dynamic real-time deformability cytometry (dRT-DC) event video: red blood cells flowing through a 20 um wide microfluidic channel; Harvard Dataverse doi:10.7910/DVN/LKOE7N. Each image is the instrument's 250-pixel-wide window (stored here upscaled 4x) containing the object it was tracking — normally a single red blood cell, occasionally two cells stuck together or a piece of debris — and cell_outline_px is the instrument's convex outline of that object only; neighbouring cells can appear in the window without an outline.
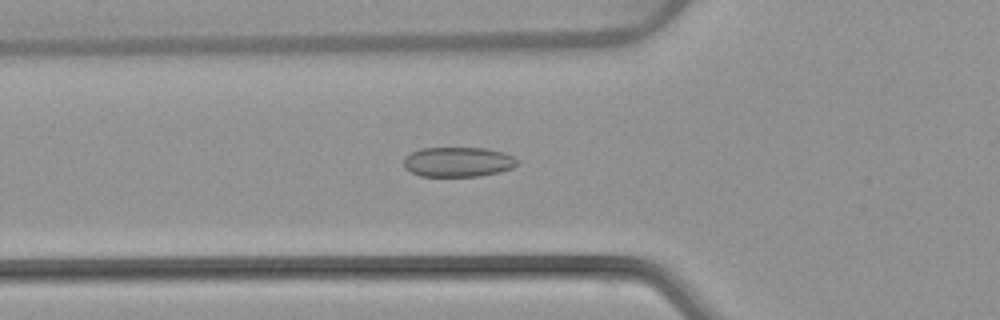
{"species": "common noctule bat (a hibernating species)", "species_latin": "Nyctalus noctula", "temperature_condition": "warm", "stored_images_in_passage": 53, "camera_frame_rate_fps": 3000, "um_per_image_px": 0.085, "animal": {"sex": "female", "body_mass_g": 22.7, "forearm_length_mm": 54.2}, "frame": {"image": 1, "passage_image": 19, "time_ms": 6.0, "image_size_px": [1000, 320], "cell_outline_px": [[516, 164], [512, 168], [500, 172], [480, 176], [420, 176], [404, 168], [404, 156], [420, 148], [484, 148], [504, 152], [512, 156], [516, 160]], "centroid_in_image_um": [38.9, 13.76], "position_along_channel_um": 86.9, "area_um2": 19.71}}
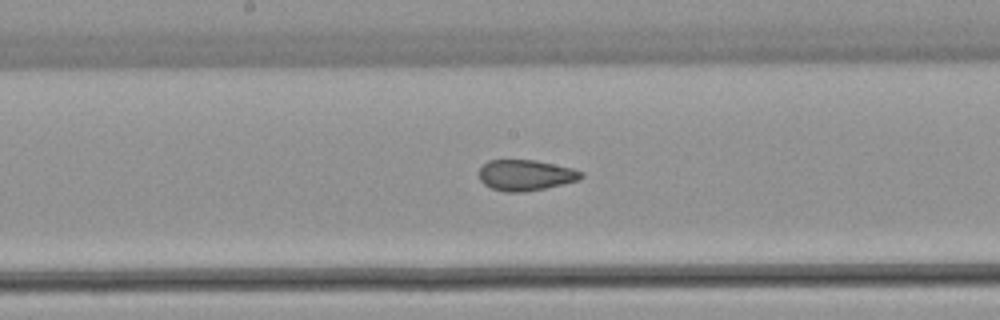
{"frame": {"image": 2, "passage_image": 28, "time_ms": 9.0, "image_size_px": [1000, 320], "cell_outline_px": [[584, 176], [580, 180], [544, 188], [524, 192], [504, 192], [492, 188], [484, 184], [480, 180], [480, 168], [488, 160], [536, 160], [572, 168], [584, 172]], "centroid_in_image_um": [44.7, 14.89], "position_along_channel_um": 203.5, "area_um2": 18.32}}
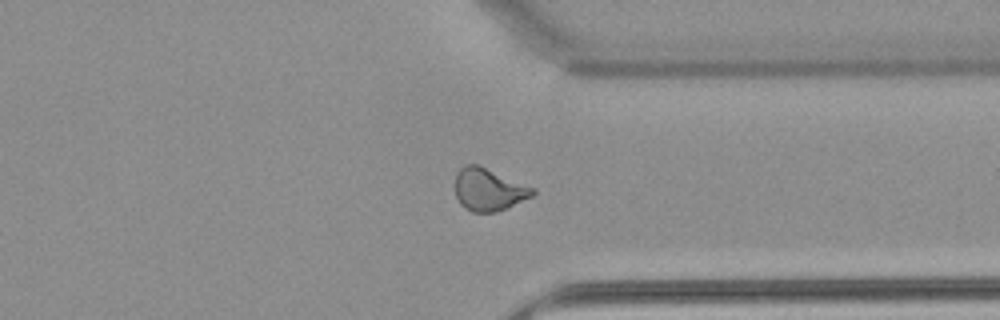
{"frame": {"image": 3, "passage_image": 41, "time_ms": 13.333, "image_size_px": [1000, 320], "cell_outline_px": [[536, 192], [532, 196], [496, 212], [472, 212], [464, 208], [460, 204], [456, 196], [456, 172], [460, 168], [468, 164], [480, 164], [536, 188]], "centroid_in_image_um": [41.54, 16.09], "position_along_channel_um": 369.9, "area_um2": 19.36}, "authors_computed_cell_mechanics": {"area_um2": 19.5364, "velocity_mm_per_s": 3.8742, "shape_relaxation_time_tau1_ms": null, "shape_relaxation_time_tau2_ms": 1.6298, "deformation_change_tau1": null, "deformation_change_tau2": 0.0752}}